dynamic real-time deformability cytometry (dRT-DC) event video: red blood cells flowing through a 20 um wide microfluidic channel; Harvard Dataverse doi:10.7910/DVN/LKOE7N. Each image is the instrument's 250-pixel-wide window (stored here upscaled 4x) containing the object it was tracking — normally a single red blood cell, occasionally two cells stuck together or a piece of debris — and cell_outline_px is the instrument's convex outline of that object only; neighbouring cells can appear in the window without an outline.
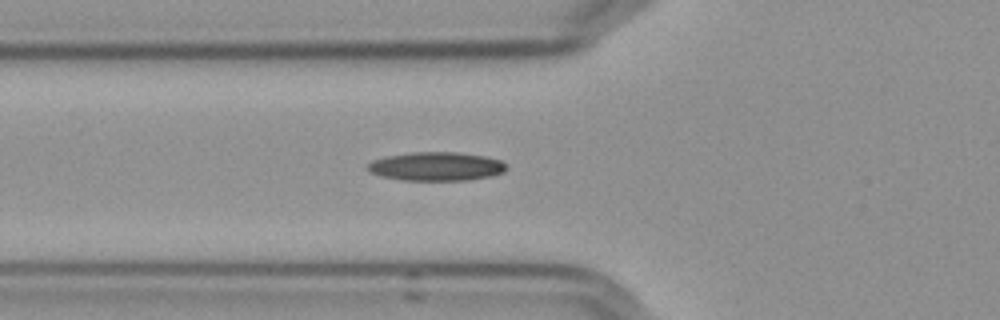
{"species": "Egyptian fruit bat (a non-hibernating species)", "species_latin": "Rousettus aegyptiacus", "temperature_condition": "cold", "stored_images_in_passage": 35, "camera_frame_rate_fps": 3000, "um_per_image_px": 0.085, "frame": {"image": 1, "passage_image": 2, "time_ms": 0.333, "image_size_px": [1000, 320], "cell_outline_px": [[508, 168], [504, 172], [488, 176], [468, 180], [404, 180], [380, 176], [372, 172], [368, 168], [368, 164], [372, 160], [388, 156], [412, 152], [456, 152], [484, 156], [500, 160]], "centroid_in_image_um": [37.09, 14.14], "position_along_channel_um": 88.7, "area_um2": 22.95}}
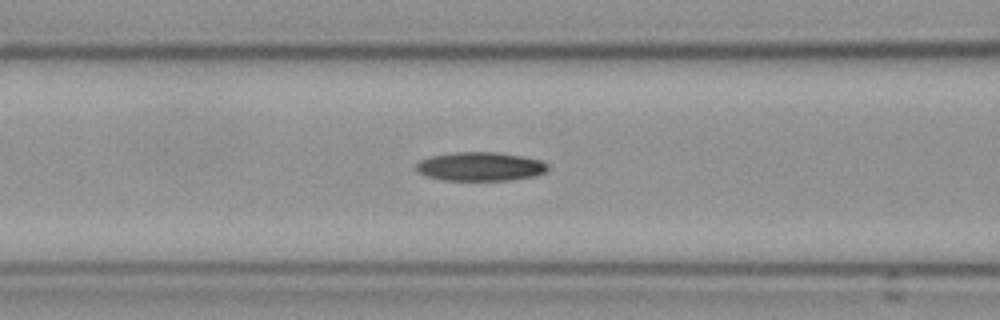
{"frame": {"image": 2, "passage_image": 5, "time_ms": 1.333, "image_size_px": [1000, 320], "cell_outline_px": [[548, 168], [544, 172], [536, 176], [508, 180], [444, 180], [428, 176], [420, 172], [416, 168], [416, 164], [420, 160], [432, 156], [452, 152], [496, 152], [520, 156], [540, 160], [548, 164]], "centroid_in_image_um": [40.83, 14.15], "position_along_channel_um": 125.8, "area_um2": 21.91}}
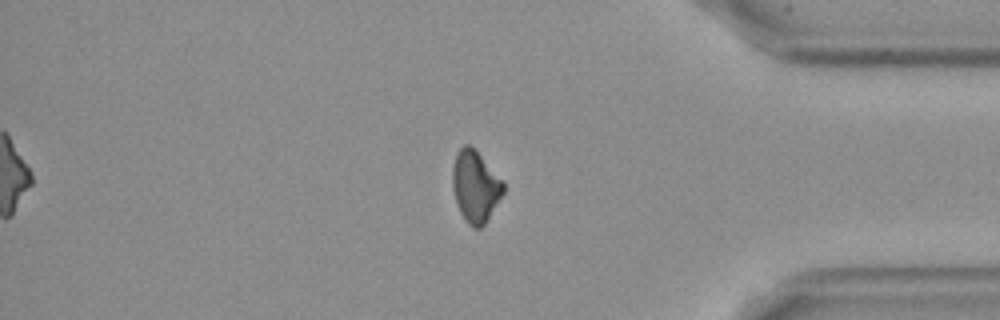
{"frame": {"image": 3, "passage_image": 29, "time_ms": 9.333, "image_size_px": [1000, 320], "cell_outline_px": [[504, 192], [484, 224], [480, 228], [472, 228], [468, 224], [460, 212], [456, 200], [452, 184], [452, 168], [456, 152], [464, 144], [472, 144], [476, 148], [504, 180]], "centroid_in_image_um": [40.41, 15.78], "position_along_channel_um": 394.8, "area_um2": 21.5}}